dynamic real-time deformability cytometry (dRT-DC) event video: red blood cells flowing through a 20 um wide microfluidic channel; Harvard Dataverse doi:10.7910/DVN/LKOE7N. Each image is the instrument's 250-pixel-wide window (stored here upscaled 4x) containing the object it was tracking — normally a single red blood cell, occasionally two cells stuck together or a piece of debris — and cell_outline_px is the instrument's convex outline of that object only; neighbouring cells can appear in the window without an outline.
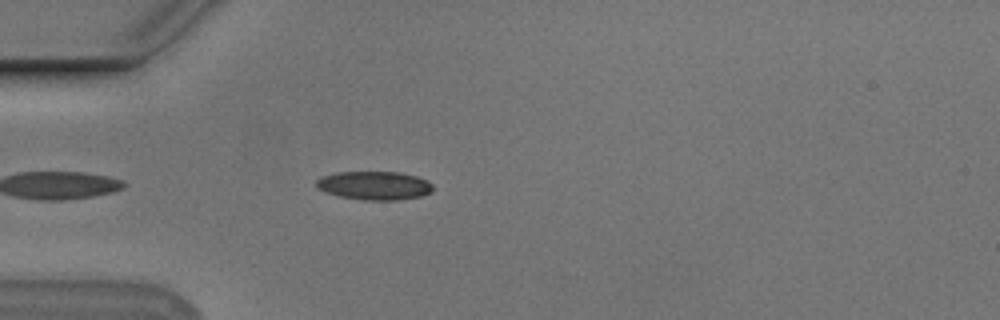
{"species": "Egyptian fruit bat (a non-hibernating species)", "species_latin": "Rousettus aegyptiacus", "temperature_condition": "cold", "stored_images_in_passage": 6, "camera_frame_rate_fps": 3000, "um_per_image_px": 0.085, "animal": {"sex": "male"}, "frame": {"image": 1, "passage_image": 2, "time_ms": 0.333, "image_size_px": [1000, 320], "cell_outline_px": [[432, 192], [420, 196], [396, 200], [364, 200], [340, 196], [316, 188], [316, 180], [320, 176], [336, 172], [400, 172], [416, 176], [432, 184]], "centroid_in_image_um": [31.79, 15.76], "position_along_channel_um": 53.2, "area_um2": 19.31}}
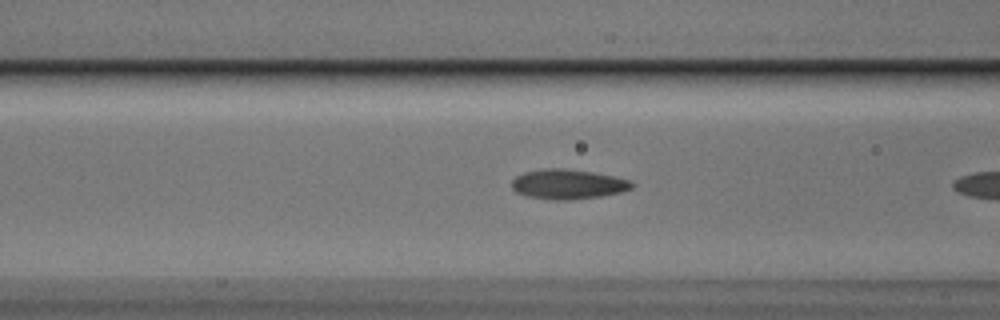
{"frame": {"image": 2, "passage_image": 5, "time_ms": 1.333, "image_size_px": [1000, 320], "cell_outline_px": [[636, 184], [632, 188], [620, 192], [600, 196], [572, 200], [552, 200], [528, 196], [516, 192], [512, 188], [512, 180], [516, 176], [524, 172], [540, 168], [564, 168], [592, 172], [632, 180]], "centroid_in_image_um": [48.27, 15.65], "position_along_channel_um": 118.3, "area_um2": 20.98}}